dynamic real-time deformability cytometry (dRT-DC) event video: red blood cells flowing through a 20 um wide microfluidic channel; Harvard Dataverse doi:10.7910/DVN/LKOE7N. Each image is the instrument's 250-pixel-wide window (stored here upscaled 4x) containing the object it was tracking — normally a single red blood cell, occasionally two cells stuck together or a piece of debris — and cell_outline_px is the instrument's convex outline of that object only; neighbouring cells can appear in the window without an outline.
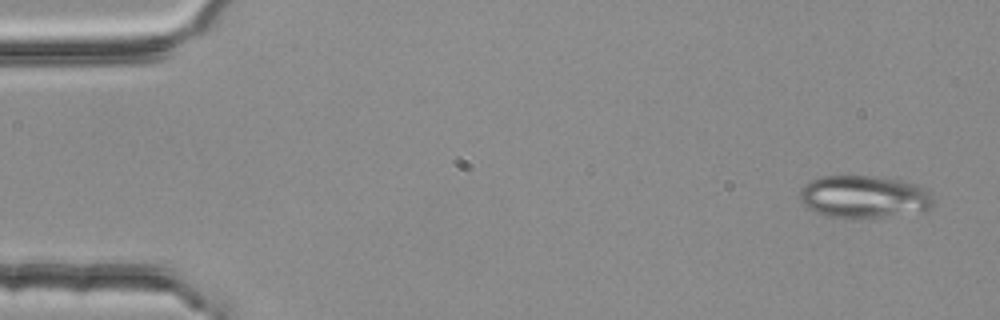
{"species": "common noctule bat (a hibernating species)", "species_latin": "Nyctalus noctula", "temperature_condition": "room temperature", "stored_images_in_passage": 4, "camera_frame_rate_fps": 3000, "um_per_image_px": 0.085, "animal": {"sex": "female", "body_mass_g": 25.1}, "frame": {"image": 1, "passage_image": 1, "time_ms": 0.0, "image_size_px": [1000, 320], "cell_outline_px": [[932, 208], [920, 212], [884, 216], [824, 216], [804, 208], [800, 200], [800, 188], [804, 184], [820, 176], [880, 176], [900, 180], [916, 184], [924, 188], [932, 196]], "centroid_in_image_um": [73.4, 16.7], "position_along_channel_um": 11.6, "area_um2": 32.95}}